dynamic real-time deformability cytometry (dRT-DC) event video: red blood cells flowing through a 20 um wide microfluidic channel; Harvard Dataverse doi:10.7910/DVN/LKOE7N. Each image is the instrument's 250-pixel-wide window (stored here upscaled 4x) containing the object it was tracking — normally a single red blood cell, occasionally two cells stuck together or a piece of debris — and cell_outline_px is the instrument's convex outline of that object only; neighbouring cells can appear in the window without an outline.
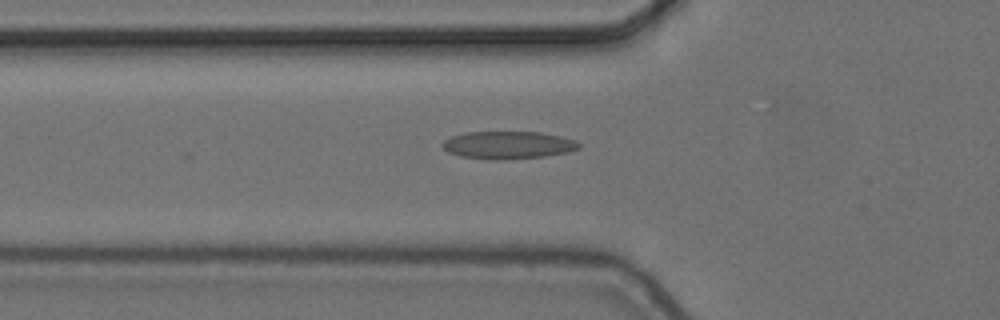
{"species": "common noctule bat (a hibernating species)", "species_latin": "Nyctalus noctula", "temperature_condition": "cold", "stored_images_in_passage": 3, "camera_frame_rate_fps": 3000, "um_per_image_px": 0.085, "animal": {"sex": "female", "body_mass_g": 24.6, "forearm_length_mm": 56.2}, "frame": {"image": 1, "passage_image": 3, "time_ms": 0.667, "image_size_px": [1000, 320], "cell_outline_px": [[580, 148], [568, 152], [544, 156], [504, 160], [488, 160], [460, 156], [448, 152], [440, 144], [444, 140], [452, 136], [464, 132], [540, 132], [560, 136], [576, 140], [580, 144]], "centroid_in_image_um": [43.17, 12.33], "position_along_channel_um": 82.6, "area_um2": 22.14}}